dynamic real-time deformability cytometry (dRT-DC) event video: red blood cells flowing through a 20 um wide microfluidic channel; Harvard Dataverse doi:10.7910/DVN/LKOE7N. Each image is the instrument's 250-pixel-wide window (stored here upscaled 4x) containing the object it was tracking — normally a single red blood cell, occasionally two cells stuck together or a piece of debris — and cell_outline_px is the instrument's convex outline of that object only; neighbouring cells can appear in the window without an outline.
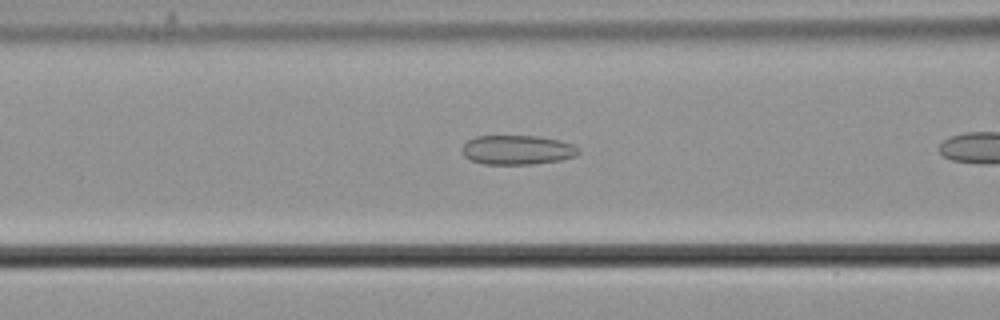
{"species": "common noctule bat (a hibernating species)", "species_latin": "Nyctalus noctula", "temperature_condition": "cold", "stored_images_in_passage": 5, "camera_frame_rate_fps": 3000, "um_per_image_px": 0.085, "animal": {"sex": "male", "body_mass_g": 21.5, "forearm_length_mm": 52.0}, "frame": {"image": 1, "passage_image": 3, "time_ms": 0.667, "image_size_px": [1000, 320], "cell_outline_px": [[580, 152], [576, 156], [560, 160], [536, 164], [484, 164], [472, 160], [464, 156], [460, 148], [468, 140], [476, 136], [536, 136], [560, 140], [572, 144], [580, 148]], "centroid_in_image_um": [43.98, 12.74], "position_along_channel_um": 122.6, "area_um2": 20.06}}